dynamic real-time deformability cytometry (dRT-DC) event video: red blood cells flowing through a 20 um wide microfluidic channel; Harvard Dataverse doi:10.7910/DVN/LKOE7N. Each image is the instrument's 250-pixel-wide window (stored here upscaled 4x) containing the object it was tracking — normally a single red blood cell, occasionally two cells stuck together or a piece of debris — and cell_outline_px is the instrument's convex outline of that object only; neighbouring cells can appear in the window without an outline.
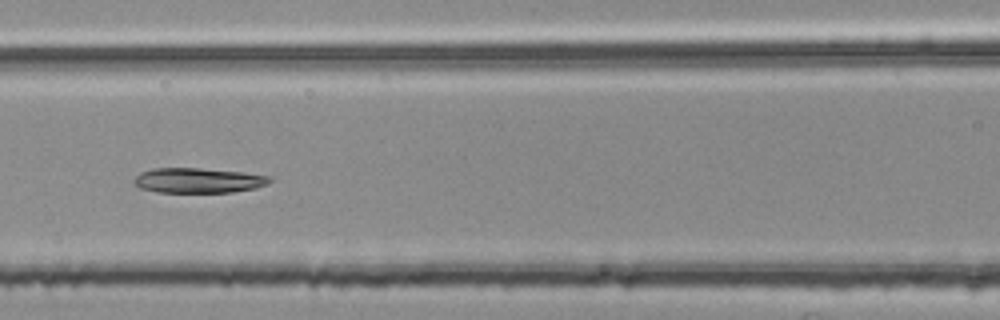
{"species": "common noctule bat (a hibernating species)", "species_latin": "Nyctalus noctula", "temperature_condition": "room temperature", "stored_images_in_passage": 19, "camera_frame_rate_fps": 3000, "um_per_image_px": 0.085, "animal": {"sex": "female", "body_mass_g": 25.1}, "frame": {"image": 1, "passage_image": 9, "time_ms": 2.667, "image_size_px": [1000, 320], "cell_outline_px": [[272, 180], [268, 184], [256, 188], [232, 192], [156, 192], [140, 188], [132, 180], [140, 172], [152, 168], [200, 168], [240, 172], [268, 176]], "centroid_in_image_um": [16.82, 15.33], "position_along_channel_um": 149.8, "area_um2": 19.71}}
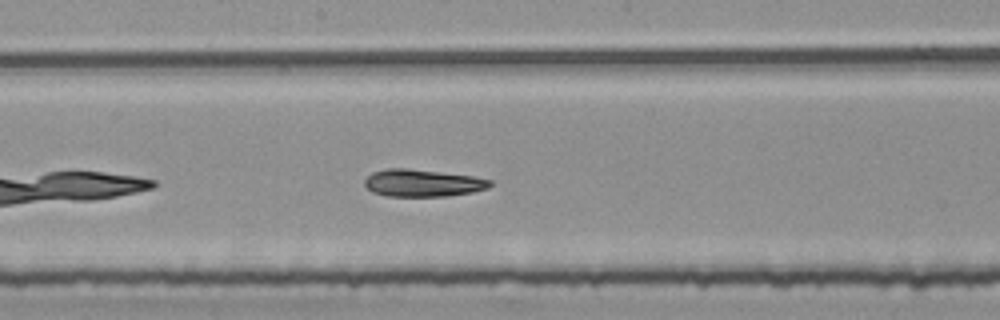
{"frame": {"image": 2, "passage_image": 14, "time_ms": 4.333, "image_size_px": [1000, 320], "cell_outline_px": [[492, 184], [488, 188], [472, 192], [448, 196], [388, 196], [372, 192], [364, 184], [364, 180], [372, 172], [388, 168], [408, 168], [472, 176], [492, 180]], "centroid_in_image_um": [35.92, 15.55], "position_along_channel_um": 212.3, "area_um2": 19.88}}